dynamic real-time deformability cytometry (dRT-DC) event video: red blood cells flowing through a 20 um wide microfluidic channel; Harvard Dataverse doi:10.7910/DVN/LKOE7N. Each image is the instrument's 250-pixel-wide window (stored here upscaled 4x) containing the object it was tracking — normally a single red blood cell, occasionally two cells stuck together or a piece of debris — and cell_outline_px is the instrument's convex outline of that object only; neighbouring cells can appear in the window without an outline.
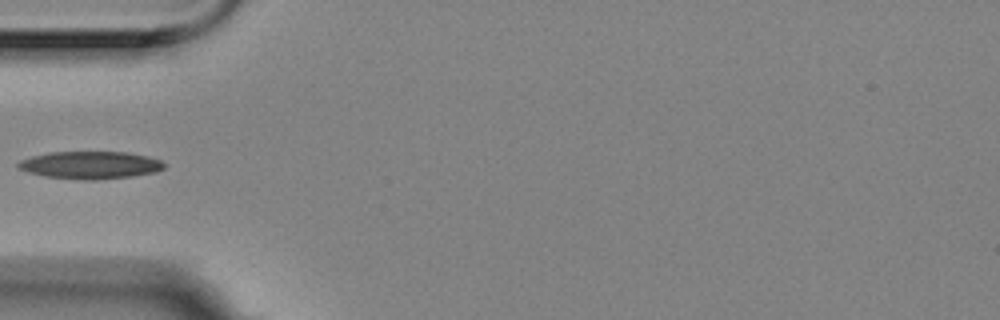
{"species": "Egyptian fruit bat (a non-hibernating species)", "species_latin": "Rousettus aegyptiacus", "temperature_condition": "room temperature", "stored_images_in_passage": 4, "camera_frame_rate_fps": 3000, "um_per_image_px": 0.085, "animal": {"sex": "female"}, "frame": {"image": 1, "passage_image": 3, "time_ms": 0.667, "image_size_px": [1000, 320], "cell_outline_px": [[164, 168], [156, 172], [132, 176], [96, 180], [84, 180], [44, 176], [28, 172], [16, 168], [16, 164], [20, 160], [32, 156], [48, 152], [128, 152], [160, 160], [164, 164]], "centroid_in_image_um": [7.63, 14.03], "position_along_channel_um": 77.4, "area_um2": 23.41}}
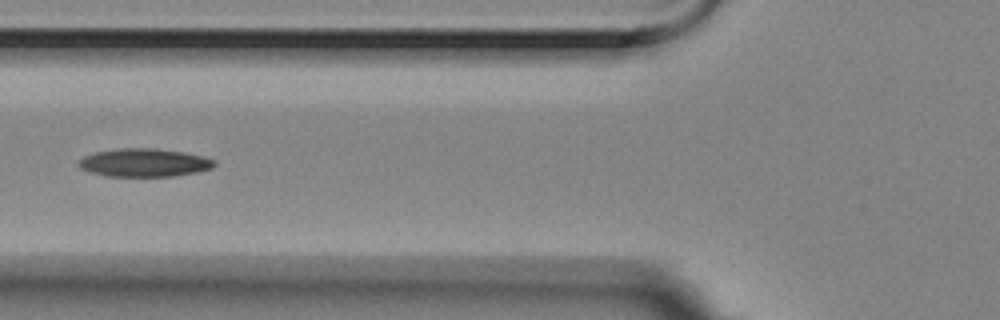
{"frame": {"image": 2, "passage_image": 4, "time_ms": 1.0, "image_size_px": [1000, 320], "cell_outline_px": [[216, 164], [212, 168], [196, 172], [172, 176], [108, 176], [92, 172], [80, 168], [76, 164], [84, 156], [96, 152], [120, 148], [156, 148], [184, 152], [204, 156], [216, 160]], "centroid_in_image_um": [12.29, 13.82], "position_along_channel_um": 113.5, "area_um2": 22.25}}